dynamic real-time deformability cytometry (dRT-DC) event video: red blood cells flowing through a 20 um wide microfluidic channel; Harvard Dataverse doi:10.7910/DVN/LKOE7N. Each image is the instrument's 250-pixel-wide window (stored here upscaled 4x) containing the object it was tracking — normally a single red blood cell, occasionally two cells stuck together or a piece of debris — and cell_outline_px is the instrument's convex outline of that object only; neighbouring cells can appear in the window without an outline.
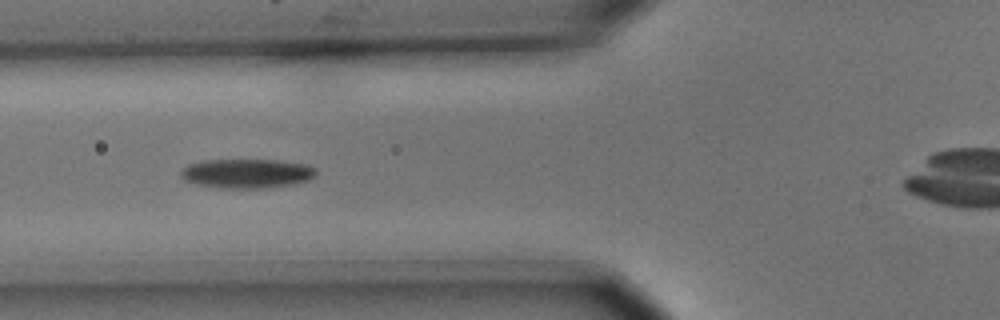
{"species": "common noctule bat (a hibernating species)", "species_latin": "Nyctalus noctula", "temperature_condition": "cold", "stored_images_in_passage": 9, "camera_frame_rate_fps": 3000, "um_per_image_px": 0.085, "animal": {"sex": "male", "body_mass_g": 15.6}, "frame": {"image": 1, "passage_image": 4, "time_ms": 1.0, "image_size_px": [1000, 320], "cell_outline_px": [[316, 176], [308, 180], [296, 184], [260, 188], [220, 188], [200, 184], [188, 180], [180, 176], [180, 172], [188, 164], [204, 160], [276, 160], [308, 164], [316, 168]], "centroid_in_image_um": [21.05, 14.74], "position_along_channel_um": 104.8, "area_um2": 23.0}}
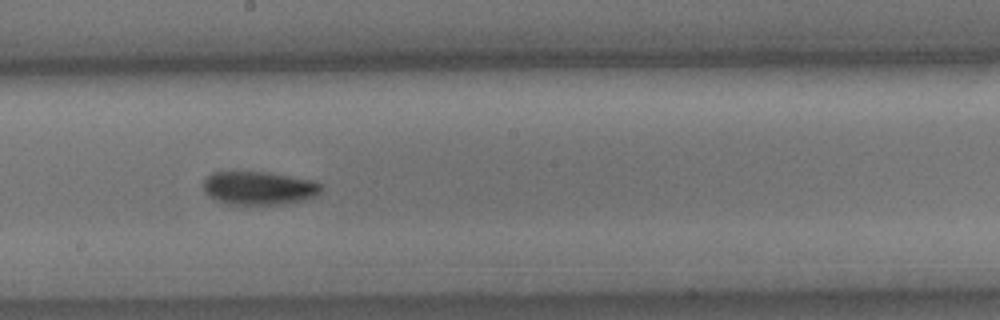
{"frame": {"image": 2, "passage_image": 7, "time_ms": 2.0, "image_size_px": [1000, 320], "cell_outline_px": [[324, 184], [320, 192], [316, 196], [304, 200], [288, 204], [228, 204], [216, 200], [208, 196], [204, 192], [204, 180], [212, 172], [264, 172], [312, 180]], "centroid_in_image_um": [22.03, 15.99], "position_along_channel_um": 226.2, "area_um2": 22.95}}
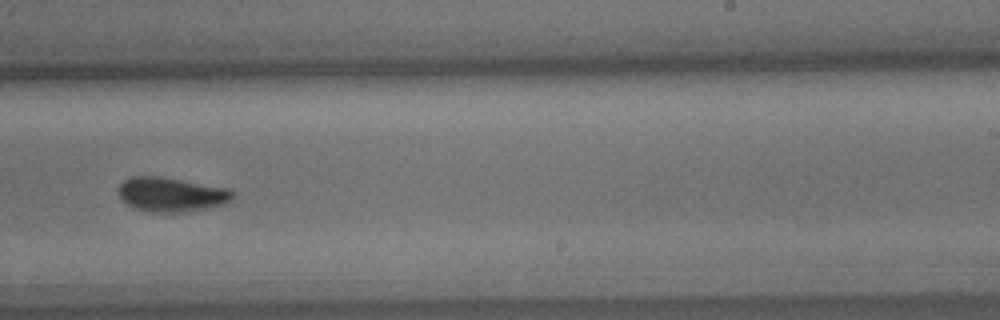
{"frame": {"image": 3, "passage_image": 8, "time_ms": 2.333, "image_size_px": [1000, 320], "cell_outline_px": [[232, 200], [224, 204], [208, 208], [180, 212], [152, 212], [136, 208], [120, 200], [116, 192], [116, 188], [124, 180], [132, 176], [160, 176], [228, 188], [232, 192]], "centroid_in_image_um": [14.5, 16.52], "position_along_channel_um": 274.5, "area_um2": 22.95}}